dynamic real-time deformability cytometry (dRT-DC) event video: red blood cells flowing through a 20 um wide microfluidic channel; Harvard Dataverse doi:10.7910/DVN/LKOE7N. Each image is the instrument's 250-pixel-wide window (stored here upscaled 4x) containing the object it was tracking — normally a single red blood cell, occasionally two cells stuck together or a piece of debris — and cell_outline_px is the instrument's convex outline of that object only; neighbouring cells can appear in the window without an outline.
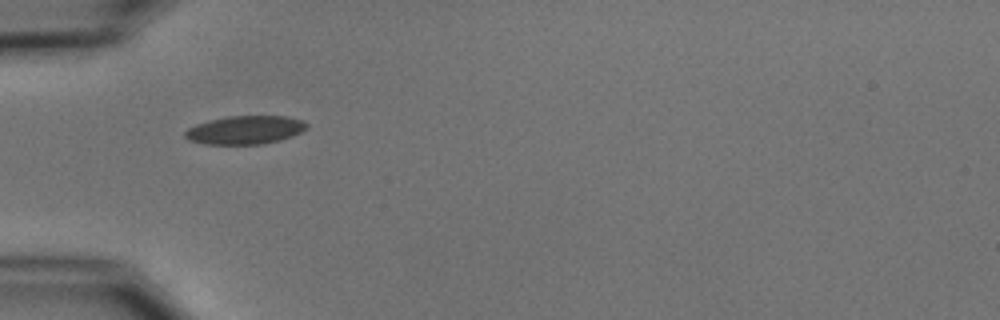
{"species": "common noctule bat (a hibernating species)", "species_latin": "Nyctalus noctula", "temperature_condition": "cold", "stored_images_in_passage": 5, "camera_frame_rate_fps": 3000, "um_per_image_px": 0.085, "animal": {"sex": "male", "body_mass_g": 15.6}, "frame": {"image": 1, "passage_image": 4, "time_ms": 3.333, "image_size_px": [1000, 320], "cell_outline_px": [[308, 124], [300, 132], [292, 136], [280, 140], [260, 144], [204, 144], [188, 140], [184, 136], [184, 132], [188, 128], [196, 124], [208, 120], [228, 116], [288, 116], [300, 120]], "centroid_in_image_um": [20.78, 11.04], "position_along_channel_um": 64.2, "area_um2": 20.06}}